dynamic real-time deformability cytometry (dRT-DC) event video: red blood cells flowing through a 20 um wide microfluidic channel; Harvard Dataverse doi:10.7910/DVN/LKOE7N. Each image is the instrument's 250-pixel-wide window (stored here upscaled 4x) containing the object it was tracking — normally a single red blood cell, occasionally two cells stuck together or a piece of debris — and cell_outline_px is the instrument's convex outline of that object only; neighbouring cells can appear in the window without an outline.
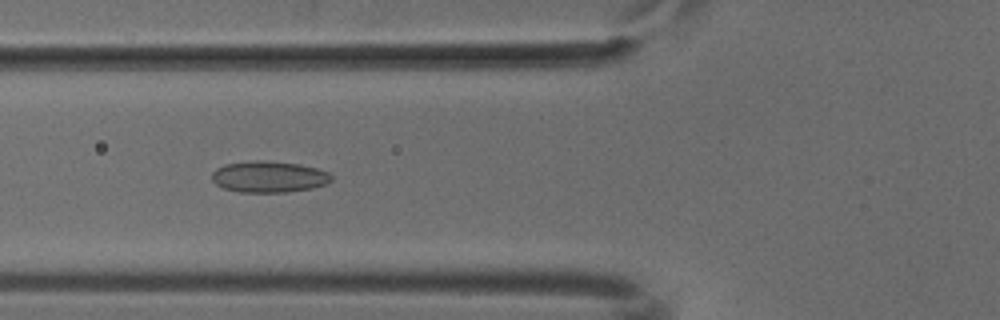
{"species": "common noctule bat (a hibernating species)", "species_latin": "Nyctalus noctula", "temperature_condition": "cold", "stored_images_in_passage": 52, "camera_frame_rate_fps": 3000, "um_per_image_px": 0.085, "animal": {"sex": "male", "body_mass_g": 18.8}, "frame": {"image": 1, "passage_image": 19, "time_ms": 6.0, "image_size_px": [1000, 320], "cell_outline_px": [[332, 180], [324, 184], [312, 188], [288, 192], [240, 192], [224, 188], [216, 184], [212, 180], [212, 172], [216, 168], [224, 164], [256, 160], [268, 160], [300, 164], [316, 168], [328, 172], [332, 176]], "centroid_in_image_um": [22.84, 15.01], "position_along_channel_um": 103.0, "area_um2": 21.91}}
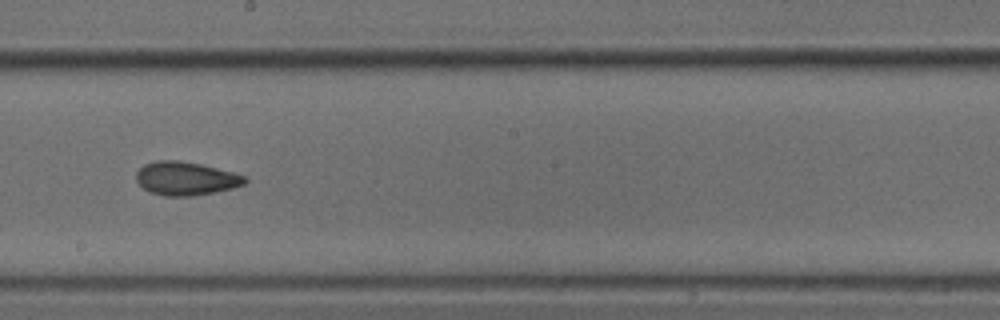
{"frame": {"image": 2, "passage_image": 29, "time_ms": 9.333, "image_size_px": [1000, 320], "cell_outline_px": [[248, 180], [244, 184], [232, 188], [216, 192], [192, 196], [164, 196], [152, 192], [144, 188], [136, 180], [136, 172], [144, 164], [156, 160], [180, 160], [200, 164], [232, 172], [244, 176]], "centroid_in_image_um": [15.78, 15.17], "position_along_channel_um": 232.4, "area_um2": 21.1}}
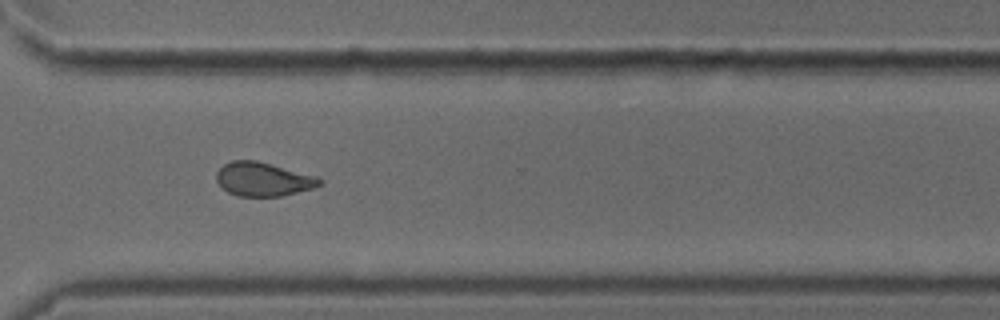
{"frame": {"image": 3, "passage_image": 38, "time_ms": 12.333, "image_size_px": [1000, 320], "cell_outline_px": [[324, 180], [320, 184], [312, 188], [280, 196], [236, 196], [228, 192], [216, 180], [216, 172], [224, 164], [232, 160], [256, 160], [316, 176]], "centroid_in_image_um": [22.34, 15.23], "position_along_channel_um": 348.3, "area_um2": 20.11}}